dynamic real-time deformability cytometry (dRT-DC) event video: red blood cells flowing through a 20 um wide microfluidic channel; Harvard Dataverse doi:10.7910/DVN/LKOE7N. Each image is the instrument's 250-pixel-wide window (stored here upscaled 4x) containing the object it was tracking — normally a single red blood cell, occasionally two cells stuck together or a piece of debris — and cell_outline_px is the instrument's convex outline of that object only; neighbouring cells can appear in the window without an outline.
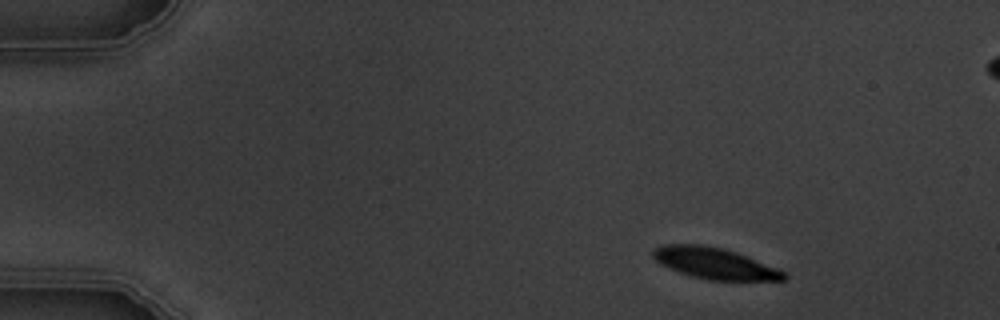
{"species": "common noctule bat (a hibernating species)", "species_latin": "Nyctalus noctula", "temperature_condition": "warm", "stored_images_in_passage": 4, "segment_of_instrument_passage": [1, 2], "camera_frame_rate_fps": 3000, "um_per_image_px": 0.085, "animal": {"sex": "male", "body_mass_g": 19.5, "forearm_length_mm": 54.6}, "frame": {"image": 1, "passage_image": 1, "time_ms": 0.0, "image_size_px": [1000, 320], "cell_outline_px": [[788, 280], [708, 280], [692, 276], [668, 268], [660, 264], [652, 256], [652, 252], [656, 248], [664, 244], [700, 244], [720, 248], [736, 252], [780, 268], [788, 272]], "centroid_in_image_um": [60.81, 22.39], "position_along_channel_um": 24.2, "area_um2": 23.93}}